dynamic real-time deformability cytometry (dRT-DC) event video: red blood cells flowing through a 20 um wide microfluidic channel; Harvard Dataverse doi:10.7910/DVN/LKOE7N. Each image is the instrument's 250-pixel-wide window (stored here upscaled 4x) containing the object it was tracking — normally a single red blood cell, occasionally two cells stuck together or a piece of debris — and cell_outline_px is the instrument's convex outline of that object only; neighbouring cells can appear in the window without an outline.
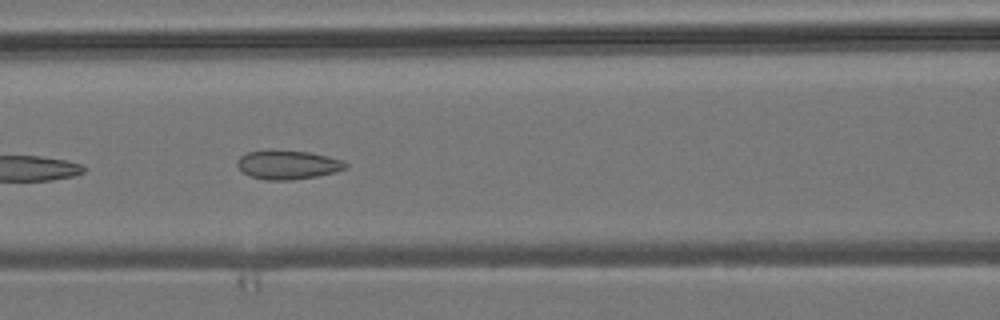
{"species": "common noctule bat (a hibernating species)", "species_latin": "Nyctalus noctula", "temperature_condition": "room temperature", "stored_images_in_passage": 9, "camera_frame_rate_fps": 3000, "um_per_image_px": 0.085, "animal": {"sex": "male", "body_mass_g": 19.2, "forearm_length_mm": 51.8}, "frame": {"image": 1, "passage_image": 7, "time_ms": 6.667, "image_size_px": [1000, 320], "cell_outline_px": [[348, 168], [336, 172], [316, 176], [292, 180], [264, 180], [252, 176], [244, 172], [236, 164], [236, 160], [240, 156], [248, 152], [268, 148], [272, 148], [308, 152], [328, 156], [344, 160], [348, 164]], "centroid_in_image_um": [24.47, 13.97], "position_along_channel_um": 142.1, "area_um2": 18.73}}
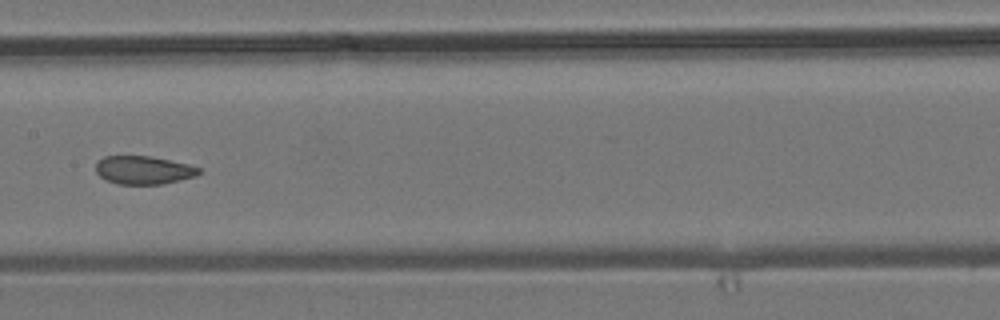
{"frame": {"image": 2, "passage_image": 8, "time_ms": 8.0, "image_size_px": [1000, 320], "cell_outline_px": [[200, 172], [196, 176], [180, 180], [160, 184], [120, 184], [108, 180], [100, 176], [96, 172], [96, 164], [104, 156], [152, 156], [188, 164], [200, 168]], "centroid_in_image_um": [12.22, 14.45], "position_along_channel_um": 195.2, "area_um2": 16.82}}
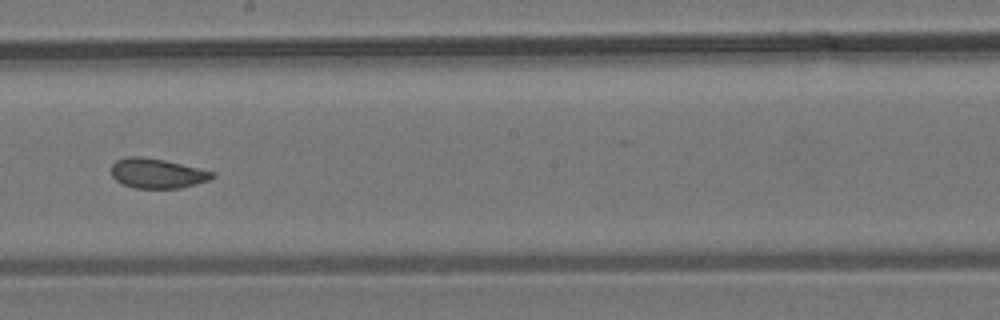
{"frame": {"image": 3, "passage_image": 9, "time_ms": 9.0, "image_size_px": [1000, 320], "cell_outline_px": [[216, 176], [208, 180], [180, 188], [136, 188], [124, 184], [116, 180], [112, 176], [112, 164], [116, 160], [128, 156], [140, 156], [164, 160], [216, 172]], "centroid_in_image_um": [13.36, 14.73], "position_along_channel_um": 234.8, "area_um2": 17.4}}